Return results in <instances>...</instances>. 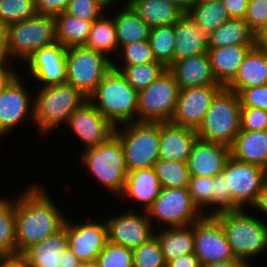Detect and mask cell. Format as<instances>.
Here are the masks:
<instances>
[{"label":"cell","instance_id":"cell-52","mask_svg":"<svg viewBox=\"0 0 267 267\" xmlns=\"http://www.w3.org/2000/svg\"><path fill=\"white\" fill-rule=\"evenodd\" d=\"M166 267H202V266L200 264V261L194 254V252H192L184 254L176 259L169 261L166 264Z\"/></svg>","mask_w":267,"mask_h":267},{"label":"cell","instance_id":"cell-36","mask_svg":"<svg viewBox=\"0 0 267 267\" xmlns=\"http://www.w3.org/2000/svg\"><path fill=\"white\" fill-rule=\"evenodd\" d=\"M17 254L15 196L0 197V255Z\"/></svg>","mask_w":267,"mask_h":267},{"label":"cell","instance_id":"cell-43","mask_svg":"<svg viewBox=\"0 0 267 267\" xmlns=\"http://www.w3.org/2000/svg\"><path fill=\"white\" fill-rule=\"evenodd\" d=\"M240 210L231 200V192L226 185L225 175L217 174L214 177L213 203L202 213L203 216H215L222 212Z\"/></svg>","mask_w":267,"mask_h":267},{"label":"cell","instance_id":"cell-46","mask_svg":"<svg viewBox=\"0 0 267 267\" xmlns=\"http://www.w3.org/2000/svg\"><path fill=\"white\" fill-rule=\"evenodd\" d=\"M108 10L96 0H70L65 13L93 22Z\"/></svg>","mask_w":267,"mask_h":267},{"label":"cell","instance_id":"cell-23","mask_svg":"<svg viewBox=\"0 0 267 267\" xmlns=\"http://www.w3.org/2000/svg\"><path fill=\"white\" fill-rule=\"evenodd\" d=\"M174 62L207 53L208 35L188 13H183L174 24Z\"/></svg>","mask_w":267,"mask_h":267},{"label":"cell","instance_id":"cell-44","mask_svg":"<svg viewBox=\"0 0 267 267\" xmlns=\"http://www.w3.org/2000/svg\"><path fill=\"white\" fill-rule=\"evenodd\" d=\"M95 263L98 267H133L132 249L107 241Z\"/></svg>","mask_w":267,"mask_h":267},{"label":"cell","instance_id":"cell-49","mask_svg":"<svg viewBox=\"0 0 267 267\" xmlns=\"http://www.w3.org/2000/svg\"><path fill=\"white\" fill-rule=\"evenodd\" d=\"M238 96L241 107L260 108L267 112V84L243 89Z\"/></svg>","mask_w":267,"mask_h":267},{"label":"cell","instance_id":"cell-27","mask_svg":"<svg viewBox=\"0 0 267 267\" xmlns=\"http://www.w3.org/2000/svg\"><path fill=\"white\" fill-rule=\"evenodd\" d=\"M230 154L236 160L255 164L267 170V130L240 129L230 146Z\"/></svg>","mask_w":267,"mask_h":267},{"label":"cell","instance_id":"cell-31","mask_svg":"<svg viewBox=\"0 0 267 267\" xmlns=\"http://www.w3.org/2000/svg\"><path fill=\"white\" fill-rule=\"evenodd\" d=\"M150 28L174 25L183 12L165 0H125Z\"/></svg>","mask_w":267,"mask_h":267},{"label":"cell","instance_id":"cell-63","mask_svg":"<svg viewBox=\"0 0 267 267\" xmlns=\"http://www.w3.org/2000/svg\"><path fill=\"white\" fill-rule=\"evenodd\" d=\"M3 91H4V82L0 85V99L3 95Z\"/></svg>","mask_w":267,"mask_h":267},{"label":"cell","instance_id":"cell-24","mask_svg":"<svg viewBox=\"0 0 267 267\" xmlns=\"http://www.w3.org/2000/svg\"><path fill=\"white\" fill-rule=\"evenodd\" d=\"M168 70L173 74L179 89L221 85L214 77L208 53L177 60Z\"/></svg>","mask_w":267,"mask_h":267},{"label":"cell","instance_id":"cell-14","mask_svg":"<svg viewBox=\"0 0 267 267\" xmlns=\"http://www.w3.org/2000/svg\"><path fill=\"white\" fill-rule=\"evenodd\" d=\"M125 208H122V211L119 210V215L116 212V215L114 213L112 216L107 214L108 218H102L107 223L109 242L134 249L153 237L155 229L146 211L138 210L136 212L137 210H134L132 206Z\"/></svg>","mask_w":267,"mask_h":267},{"label":"cell","instance_id":"cell-50","mask_svg":"<svg viewBox=\"0 0 267 267\" xmlns=\"http://www.w3.org/2000/svg\"><path fill=\"white\" fill-rule=\"evenodd\" d=\"M70 0H35L37 14L55 17L65 12Z\"/></svg>","mask_w":267,"mask_h":267},{"label":"cell","instance_id":"cell-34","mask_svg":"<svg viewBox=\"0 0 267 267\" xmlns=\"http://www.w3.org/2000/svg\"><path fill=\"white\" fill-rule=\"evenodd\" d=\"M253 32L244 19L230 18L208 35V48L253 45Z\"/></svg>","mask_w":267,"mask_h":267},{"label":"cell","instance_id":"cell-2","mask_svg":"<svg viewBox=\"0 0 267 267\" xmlns=\"http://www.w3.org/2000/svg\"><path fill=\"white\" fill-rule=\"evenodd\" d=\"M214 217L221 223L236 259L253 267L255 263L251 261L267 253V222L261 220V215L258 217L253 210L240 209L222 212Z\"/></svg>","mask_w":267,"mask_h":267},{"label":"cell","instance_id":"cell-5","mask_svg":"<svg viewBox=\"0 0 267 267\" xmlns=\"http://www.w3.org/2000/svg\"><path fill=\"white\" fill-rule=\"evenodd\" d=\"M138 92L113 68L103 77L88 100L114 126L137 122Z\"/></svg>","mask_w":267,"mask_h":267},{"label":"cell","instance_id":"cell-3","mask_svg":"<svg viewBox=\"0 0 267 267\" xmlns=\"http://www.w3.org/2000/svg\"><path fill=\"white\" fill-rule=\"evenodd\" d=\"M34 124L39 137L53 135V130L65 125L69 116L88 98L72 84L62 82L34 87ZM36 89V91H35Z\"/></svg>","mask_w":267,"mask_h":267},{"label":"cell","instance_id":"cell-60","mask_svg":"<svg viewBox=\"0 0 267 267\" xmlns=\"http://www.w3.org/2000/svg\"><path fill=\"white\" fill-rule=\"evenodd\" d=\"M166 2L173 4L183 13H188L194 0H165Z\"/></svg>","mask_w":267,"mask_h":267},{"label":"cell","instance_id":"cell-45","mask_svg":"<svg viewBox=\"0 0 267 267\" xmlns=\"http://www.w3.org/2000/svg\"><path fill=\"white\" fill-rule=\"evenodd\" d=\"M214 177L191 176L188 191L193 204L203 213L213 203Z\"/></svg>","mask_w":267,"mask_h":267},{"label":"cell","instance_id":"cell-51","mask_svg":"<svg viewBox=\"0 0 267 267\" xmlns=\"http://www.w3.org/2000/svg\"><path fill=\"white\" fill-rule=\"evenodd\" d=\"M249 0H221L230 18L245 19Z\"/></svg>","mask_w":267,"mask_h":267},{"label":"cell","instance_id":"cell-47","mask_svg":"<svg viewBox=\"0 0 267 267\" xmlns=\"http://www.w3.org/2000/svg\"><path fill=\"white\" fill-rule=\"evenodd\" d=\"M240 128L244 131L267 130V112L260 108L241 107Z\"/></svg>","mask_w":267,"mask_h":267},{"label":"cell","instance_id":"cell-57","mask_svg":"<svg viewBox=\"0 0 267 267\" xmlns=\"http://www.w3.org/2000/svg\"><path fill=\"white\" fill-rule=\"evenodd\" d=\"M7 59H0V85L16 70Z\"/></svg>","mask_w":267,"mask_h":267},{"label":"cell","instance_id":"cell-55","mask_svg":"<svg viewBox=\"0 0 267 267\" xmlns=\"http://www.w3.org/2000/svg\"><path fill=\"white\" fill-rule=\"evenodd\" d=\"M253 47L267 52V24L253 33Z\"/></svg>","mask_w":267,"mask_h":267},{"label":"cell","instance_id":"cell-33","mask_svg":"<svg viewBox=\"0 0 267 267\" xmlns=\"http://www.w3.org/2000/svg\"><path fill=\"white\" fill-rule=\"evenodd\" d=\"M54 20L57 43L65 48L86 44L93 22L84 21L65 12L56 15Z\"/></svg>","mask_w":267,"mask_h":267},{"label":"cell","instance_id":"cell-64","mask_svg":"<svg viewBox=\"0 0 267 267\" xmlns=\"http://www.w3.org/2000/svg\"><path fill=\"white\" fill-rule=\"evenodd\" d=\"M206 1H217L218 2V1H221V0H206Z\"/></svg>","mask_w":267,"mask_h":267},{"label":"cell","instance_id":"cell-54","mask_svg":"<svg viewBox=\"0 0 267 267\" xmlns=\"http://www.w3.org/2000/svg\"><path fill=\"white\" fill-rule=\"evenodd\" d=\"M0 267H28L23 254L0 255Z\"/></svg>","mask_w":267,"mask_h":267},{"label":"cell","instance_id":"cell-48","mask_svg":"<svg viewBox=\"0 0 267 267\" xmlns=\"http://www.w3.org/2000/svg\"><path fill=\"white\" fill-rule=\"evenodd\" d=\"M254 33L267 24V0H249L244 19Z\"/></svg>","mask_w":267,"mask_h":267},{"label":"cell","instance_id":"cell-17","mask_svg":"<svg viewBox=\"0 0 267 267\" xmlns=\"http://www.w3.org/2000/svg\"><path fill=\"white\" fill-rule=\"evenodd\" d=\"M194 254L202 267L236 259L221 223L214 216L194 222Z\"/></svg>","mask_w":267,"mask_h":267},{"label":"cell","instance_id":"cell-6","mask_svg":"<svg viewBox=\"0 0 267 267\" xmlns=\"http://www.w3.org/2000/svg\"><path fill=\"white\" fill-rule=\"evenodd\" d=\"M55 43L54 17L36 14L7 26L6 59L17 67L23 65L37 50Z\"/></svg>","mask_w":267,"mask_h":267},{"label":"cell","instance_id":"cell-9","mask_svg":"<svg viewBox=\"0 0 267 267\" xmlns=\"http://www.w3.org/2000/svg\"><path fill=\"white\" fill-rule=\"evenodd\" d=\"M19 69L23 68L16 69L4 81V91L0 99V141L1 137L3 140L8 133H13L14 129H19L26 123H31L35 130L34 93L32 89H27L24 83L26 78L18 72Z\"/></svg>","mask_w":267,"mask_h":267},{"label":"cell","instance_id":"cell-7","mask_svg":"<svg viewBox=\"0 0 267 267\" xmlns=\"http://www.w3.org/2000/svg\"><path fill=\"white\" fill-rule=\"evenodd\" d=\"M240 98L222 87L214 96L201 125L196 130L199 140L231 146L240 132Z\"/></svg>","mask_w":267,"mask_h":267},{"label":"cell","instance_id":"cell-20","mask_svg":"<svg viewBox=\"0 0 267 267\" xmlns=\"http://www.w3.org/2000/svg\"><path fill=\"white\" fill-rule=\"evenodd\" d=\"M161 189L154 167L135 169L128 171L124 188L116 200L119 198L123 204L133 203V207L136 203L135 210H141L138 209L141 206L142 211H146L159 196Z\"/></svg>","mask_w":267,"mask_h":267},{"label":"cell","instance_id":"cell-37","mask_svg":"<svg viewBox=\"0 0 267 267\" xmlns=\"http://www.w3.org/2000/svg\"><path fill=\"white\" fill-rule=\"evenodd\" d=\"M112 68L120 71L137 92L146 89L167 69L163 63L156 60L137 65H112Z\"/></svg>","mask_w":267,"mask_h":267},{"label":"cell","instance_id":"cell-21","mask_svg":"<svg viewBox=\"0 0 267 267\" xmlns=\"http://www.w3.org/2000/svg\"><path fill=\"white\" fill-rule=\"evenodd\" d=\"M230 156L229 146L198 139L187 161L190 175L215 177L222 173Z\"/></svg>","mask_w":267,"mask_h":267},{"label":"cell","instance_id":"cell-22","mask_svg":"<svg viewBox=\"0 0 267 267\" xmlns=\"http://www.w3.org/2000/svg\"><path fill=\"white\" fill-rule=\"evenodd\" d=\"M198 139L194 129L160 122L159 159L187 162Z\"/></svg>","mask_w":267,"mask_h":267},{"label":"cell","instance_id":"cell-16","mask_svg":"<svg viewBox=\"0 0 267 267\" xmlns=\"http://www.w3.org/2000/svg\"><path fill=\"white\" fill-rule=\"evenodd\" d=\"M64 127L76 136L82 150L107 141L115 131V126L89 100L74 110Z\"/></svg>","mask_w":267,"mask_h":267},{"label":"cell","instance_id":"cell-28","mask_svg":"<svg viewBox=\"0 0 267 267\" xmlns=\"http://www.w3.org/2000/svg\"><path fill=\"white\" fill-rule=\"evenodd\" d=\"M110 12H112L115 23L119 49L129 43L149 39L150 26L135 13L126 1L122 5H118L116 11L111 9Z\"/></svg>","mask_w":267,"mask_h":267},{"label":"cell","instance_id":"cell-56","mask_svg":"<svg viewBox=\"0 0 267 267\" xmlns=\"http://www.w3.org/2000/svg\"><path fill=\"white\" fill-rule=\"evenodd\" d=\"M82 262L77 258V256L67 248L62 254V261L60 267H81Z\"/></svg>","mask_w":267,"mask_h":267},{"label":"cell","instance_id":"cell-53","mask_svg":"<svg viewBox=\"0 0 267 267\" xmlns=\"http://www.w3.org/2000/svg\"><path fill=\"white\" fill-rule=\"evenodd\" d=\"M253 209L255 212L254 214H256V212H257L256 215H258V216H259V214L262 215L263 221H265L267 219V179L264 181L262 188H261L260 192L258 193V197L256 199L255 204L250 208V210H253ZM260 212H262V213H260ZM265 217H266V219H265Z\"/></svg>","mask_w":267,"mask_h":267},{"label":"cell","instance_id":"cell-8","mask_svg":"<svg viewBox=\"0 0 267 267\" xmlns=\"http://www.w3.org/2000/svg\"><path fill=\"white\" fill-rule=\"evenodd\" d=\"M128 171L154 167L159 159L160 122H129L115 126Z\"/></svg>","mask_w":267,"mask_h":267},{"label":"cell","instance_id":"cell-40","mask_svg":"<svg viewBox=\"0 0 267 267\" xmlns=\"http://www.w3.org/2000/svg\"><path fill=\"white\" fill-rule=\"evenodd\" d=\"M155 61L148 40L122 46L112 65H137Z\"/></svg>","mask_w":267,"mask_h":267},{"label":"cell","instance_id":"cell-38","mask_svg":"<svg viewBox=\"0 0 267 267\" xmlns=\"http://www.w3.org/2000/svg\"><path fill=\"white\" fill-rule=\"evenodd\" d=\"M154 169L162 188H188L191 175L187 162L158 159Z\"/></svg>","mask_w":267,"mask_h":267},{"label":"cell","instance_id":"cell-4","mask_svg":"<svg viewBox=\"0 0 267 267\" xmlns=\"http://www.w3.org/2000/svg\"><path fill=\"white\" fill-rule=\"evenodd\" d=\"M79 161L87 174L114 197H118L127 177V167L122 145L114 134L96 147L81 150Z\"/></svg>","mask_w":267,"mask_h":267},{"label":"cell","instance_id":"cell-61","mask_svg":"<svg viewBox=\"0 0 267 267\" xmlns=\"http://www.w3.org/2000/svg\"><path fill=\"white\" fill-rule=\"evenodd\" d=\"M101 5H103L107 10L116 9V5L123 3L125 0H96ZM119 1V2H118Z\"/></svg>","mask_w":267,"mask_h":267},{"label":"cell","instance_id":"cell-59","mask_svg":"<svg viewBox=\"0 0 267 267\" xmlns=\"http://www.w3.org/2000/svg\"><path fill=\"white\" fill-rule=\"evenodd\" d=\"M204 267H249L243 261L232 259L229 261L216 262Z\"/></svg>","mask_w":267,"mask_h":267},{"label":"cell","instance_id":"cell-29","mask_svg":"<svg viewBox=\"0 0 267 267\" xmlns=\"http://www.w3.org/2000/svg\"><path fill=\"white\" fill-rule=\"evenodd\" d=\"M68 248L66 229L32 245L24 253L28 267H60L62 254Z\"/></svg>","mask_w":267,"mask_h":267},{"label":"cell","instance_id":"cell-12","mask_svg":"<svg viewBox=\"0 0 267 267\" xmlns=\"http://www.w3.org/2000/svg\"><path fill=\"white\" fill-rule=\"evenodd\" d=\"M179 86L168 68L146 89L138 92L137 122H170Z\"/></svg>","mask_w":267,"mask_h":267},{"label":"cell","instance_id":"cell-62","mask_svg":"<svg viewBox=\"0 0 267 267\" xmlns=\"http://www.w3.org/2000/svg\"><path fill=\"white\" fill-rule=\"evenodd\" d=\"M81 267H98L95 262L82 263Z\"/></svg>","mask_w":267,"mask_h":267},{"label":"cell","instance_id":"cell-1","mask_svg":"<svg viewBox=\"0 0 267 267\" xmlns=\"http://www.w3.org/2000/svg\"><path fill=\"white\" fill-rule=\"evenodd\" d=\"M45 188V184L31 182L14 194L17 254L64 228L68 216Z\"/></svg>","mask_w":267,"mask_h":267},{"label":"cell","instance_id":"cell-35","mask_svg":"<svg viewBox=\"0 0 267 267\" xmlns=\"http://www.w3.org/2000/svg\"><path fill=\"white\" fill-rule=\"evenodd\" d=\"M188 14L207 33L216 30L230 19L221 1L194 0Z\"/></svg>","mask_w":267,"mask_h":267},{"label":"cell","instance_id":"cell-11","mask_svg":"<svg viewBox=\"0 0 267 267\" xmlns=\"http://www.w3.org/2000/svg\"><path fill=\"white\" fill-rule=\"evenodd\" d=\"M112 68L104 54L85 46L67 48L66 81L89 98Z\"/></svg>","mask_w":267,"mask_h":267},{"label":"cell","instance_id":"cell-25","mask_svg":"<svg viewBox=\"0 0 267 267\" xmlns=\"http://www.w3.org/2000/svg\"><path fill=\"white\" fill-rule=\"evenodd\" d=\"M253 45H229L208 48V56L216 81L225 87L236 75Z\"/></svg>","mask_w":267,"mask_h":267},{"label":"cell","instance_id":"cell-30","mask_svg":"<svg viewBox=\"0 0 267 267\" xmlns=\"http://www.w3.org/2000/svg\"><path fill=\"white\" fill-rule=\"evenodd\" d=\"M166 264L184 254L194 252V223L182 227L155 230Z\"/></svg>","mask_w":267,"mask_h":267},{"label":"cell","instance_id":"cell-10","mask_svg":"<svg viewBox=\"0 0 267 267\" xmlns=\"http://www.w3.org/2000/svg\"><path fill=\"white\" fill-rule=\"evenodd\" d=\"M146 213L156 230L188 226L203 216L193 204L188 188H162Z\"/></svg>","mask_w":267,"mask_h":267},{"label":"cell","instance_id":"cell-15","mask_svg":"<svg viewBox=\"0 0 267 267\" xmlns=\"http://www.w3.org/2000/svg\"><path fill=\"white\" fill-rule=\"evenodd\" d=\"M90 217L89 215L85 221L73 220V222L68 217L64 224L68 248L82 263L95 262L108 241L106 220L102 221V217L98 218L99 220Z\"/></svg>","mask_w":267,"mask_h":267},{"label":"cell","instance_id":"cell-18","mask_svg":"<svg viewBox=\"0 0 267 267\" xmlns=\"http://www.w3.org/2000/svg\"><path fill=\"white\" fill-rule=\"evenodd\" d=\"M66 53L67 48L57 42L37 50L27 59L24 66H21L26 67L27 71L22 76L26 77L27 80L28 77H33L30 82L32 84V81L35 80L33 82H36L35 87L36 85L37 87H45L66 82Z\"/></svg>","mask_w":267,"mask_h":267},{"label":"cell","instance_id":"cell-19","mask_svg":"<svg viewBox=\"0 0 267 267\" xmlns=\"http://www.w3.org/2000/svg\"><path fill=\"white\" fill-rule=\"evenodd\" d=\"M222 87V85H211L179 89L176 109L170 122L197 130L214 96Z\"/></svg>","mask_w":267,"mask_h":267},{"label":"cell","instance_id":"cell-26","mask_svg":"<svg viewBox=\"0 0 267 267\" xmlns=\"http://www.w3.org/2000/svg\"><path fill=\"white\" fill-rule=\"evenodd\" d=\"M267 84V52L255 49L248 52L235 77L225 86L239 94L243 89Z\"/></svg>","mask_w":267,"mask_h":267},{"label":"cell","instance_id":"cell-58","mask_svg":"<svg viewBox=\"0 0 267 267\" xmlns=\"http://www.w3.org/2000/svg\"><path fill=\"white\" fill-rule=\"evenodd\" d=\"M7 26L0 20V59H6Z\"/></svg>","mask_w":267,"mask_h":267},{"label":"cell","instance_id":"cell-32","mask_svg":"<svg viewBox=\"0 0 267 267\" xmlns=\"http://www.w3.org/2000/svg\"><path fill=\"white\" fill-rule=\"evenodd\" d=\"M108 12V13H107ZM94 20L85 47L104 54L113 61L119 51L115 23L110 10Z\"/></svg>","mask_w":267,"mask_h":267},{"label":"cell","instance_id":"cell-41","mask_svg":"<svg viewBox=\"0 0 267 267\" xmlns=\"http://www.w3.org/2000/svg\"><path fill=\"white\" fill-rule=\"evenodd\" d=\"M36 14L35 0H0V20L6 26Z\"/></svg>","mask_w":267,"mask_h":267},{"label":"cell","instance_id":"cell-42","mask_svg":"<svg viewBox=\"0 0 267 267\" xmlns=\"http://www.w3.org/2000/svg\"><path fill=\"white\" fill-rule=\"evenodd\" d=\"M132 253L133 267H166L160 243L155 235L132 249Z\"/></svg>","mask_w":267,"mask_h":267},{"label":"cell","instance_id":"cell-13","mask_svg":"<svg viewBox=\"0 0 267 267\" xmlns=\"http://www.w3.org/2000/svg\"><path fill=\"white\" fill-rule=\"evenodd\" d=\"M222 173L231 192V200L239 209L251 208L258 197L267 170L261 166L245 163L230 156Z\"/></svg>","mask_w":267,"mask_h":267},{"label":"cell","instance_id":"cell-39","mask_svg":"<svg viewBox=\"0 0 267 267\" xmlns=\"http://www.w3.org/2000/svg\"><path fill=\"white\" fill-rule=\"evenodd\" d=\"M174 25L152 28L149 35V43L153 57L163 63L167 68L174 63Z\"/></svg>","mask_w":267,"mask_h":267}]
</instances>
